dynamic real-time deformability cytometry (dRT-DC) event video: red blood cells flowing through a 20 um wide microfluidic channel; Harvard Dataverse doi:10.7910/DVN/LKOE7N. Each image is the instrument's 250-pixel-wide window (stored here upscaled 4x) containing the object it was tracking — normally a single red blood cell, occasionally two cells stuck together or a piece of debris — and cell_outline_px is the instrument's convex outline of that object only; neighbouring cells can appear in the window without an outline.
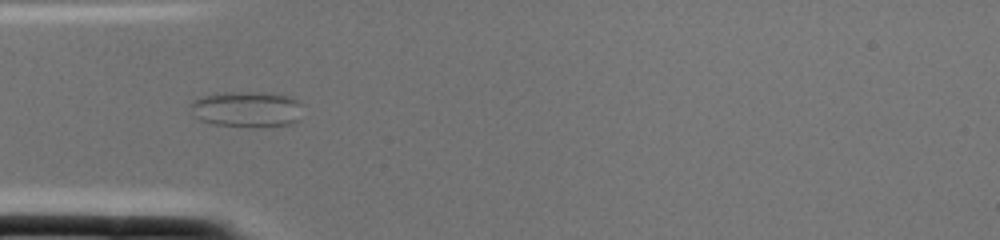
{"species": "common noctule bat (a hibernating species)", "species_latin": "Nyctalus noctula", "temperature_condition": "cold", "stored_images_in_passage": 2, "camera_frame_rate_fps": 3000, "um_per_image_px": 0.085, "animal": {"sex": "female", "body_mass_g": 22.0, "forearm_length_mm": 56.7}, "frame": {"image": 1, "passage_image": 2, "time_ms": 0.333, "image_size_px": [1000, 240], "cell_outline_px": [[300, 120], [296, 124], [260, 128], [248, 128], [212, 124], [200, 120], [192, 116], [188, 104], [200, 96], [224, 92], [268, 92], [292, 96], [300, 104]], "centroid_in_image_um": [20.97, 9.31], "position_along_channel_um": 64.0, "area_um2": 24.45}}